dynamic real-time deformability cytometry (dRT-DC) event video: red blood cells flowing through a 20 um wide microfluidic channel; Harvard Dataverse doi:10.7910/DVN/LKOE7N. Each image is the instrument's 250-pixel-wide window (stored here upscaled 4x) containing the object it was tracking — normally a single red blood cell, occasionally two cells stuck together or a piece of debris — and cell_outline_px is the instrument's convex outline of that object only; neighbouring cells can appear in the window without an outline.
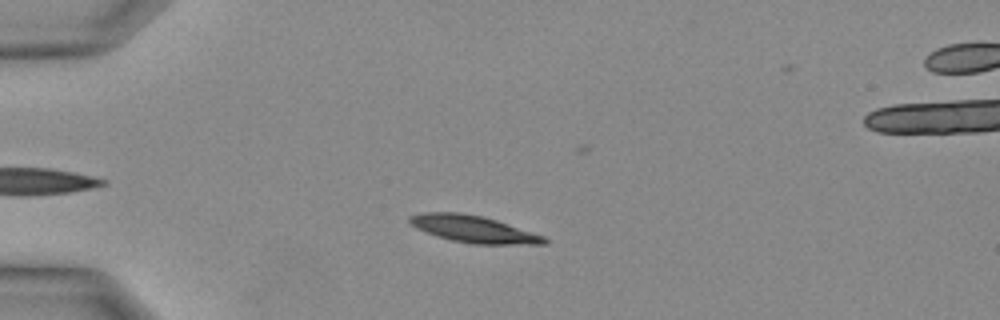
{"species": "Egyptian fruit bat (a non-hibernating species)", "species_latin": "Rousettus aegyptiacus", "temperature_condition": "warm", "stored_images_in_passage": 33, "camera_frame_rate_fps": 3000, "um_per_image_px": 0.085, "animal": {"sex": "female"}, "frame": {"image": 1, "passage_image": 7, "time_ms": 2.0, "image_size_px": [1000, 320], "cell_outline_px": [[548, 244], [472, 244], [452, 240], [416, 228], [408, 220], [408, 216], [420, 212], [460, 212], [480, 216], [496, 220], [544, 236], [548, 240]], "centroid_in_image_um": [40.24, 19.46], "position_along_channel_um": 44.8, "area_um2": 20.87}}
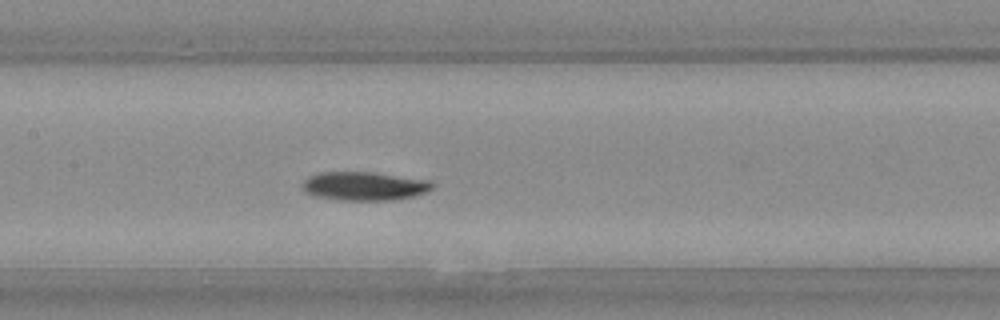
{"frame": {"image": 2, "passage_image": 15, "time_ms": 4.667, "image_size_px": [1000, 320], "cell_outline_px": [[432, 188], [424, 192], [412, 196], [392, 200], [340, 200], [316, 196], [304, 192], [304, 180], [308, 176], [320, 172], [372, 172], [428, 180], [432, 184]], "centroid_in_image_um": [30.92, 15.81], "position_along_channel_um": 176.5, "area_um2": 21.39}}
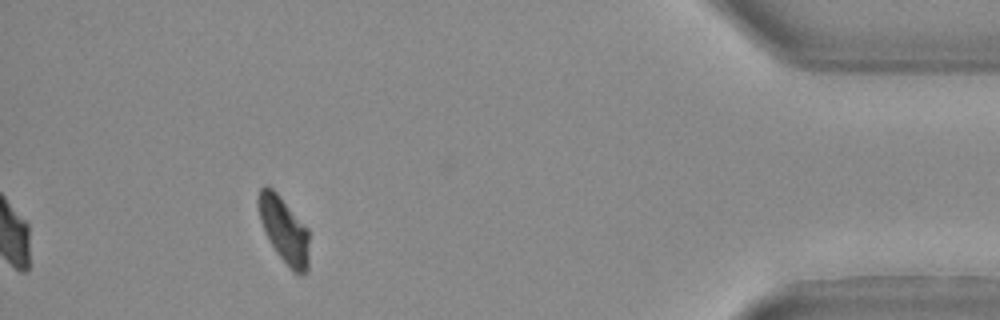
{"frame": {"image": 3, "passage_image": 29, "time_ms": 9.333, "image_size_px": [1000, 320], "cell_outline_px": [[308, 268], [300, 276], [292, 272], [276, 252], [264, 232], [260, 220], [256, 200], [260, 188], [264, 184], [272, 188], [276, 192], [308, 228]], "centroid_in_image_um": [24.12, 19.54], "position_along_channel_um": 411.1, "area_um2": 19.65}}